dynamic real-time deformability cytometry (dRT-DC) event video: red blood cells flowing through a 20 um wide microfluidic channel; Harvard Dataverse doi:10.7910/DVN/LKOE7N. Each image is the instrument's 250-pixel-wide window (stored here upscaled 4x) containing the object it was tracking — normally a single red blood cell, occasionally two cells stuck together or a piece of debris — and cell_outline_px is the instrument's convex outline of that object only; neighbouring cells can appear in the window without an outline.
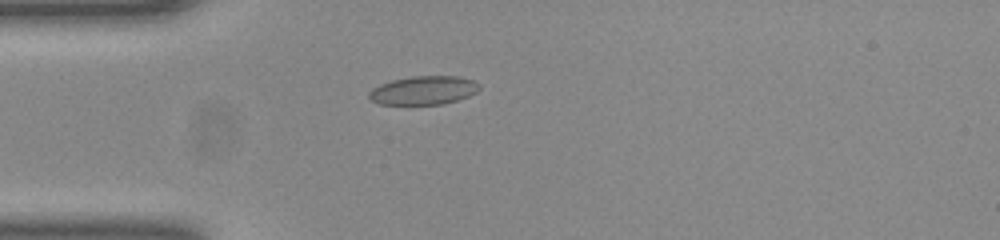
{"species": "common noctule bat (a hibernating species)", "species_latin": "Nyctalus noctula", "temperature_condition": "room temperature", "stored_images_in_passage": 22, "camera_frame_rate_fps": 3000, "um_per_image_px": 0.085, "animal": {"sex": "female", "body_mass_g": 23.0, "forearm_length_mm": 53.4}, "frame": {"image": 1, "passage_image": 1, "time_ms": 0.0, "image_size_px": [1000, 240], "cell_outline_px": [[480, 88], [476, 92], [468, 96], [444, 104], [380, 104], [372, 100], [368, 96], [368, 92], [372, 88], [380, 84], [392, 80], [412, 76], [460, 76], [472, 80], [480, 84]], "centroid_in_image_um": [36.0, 7.67], "position_along_channel_um": 49.0, "area_um2": 18.38}}
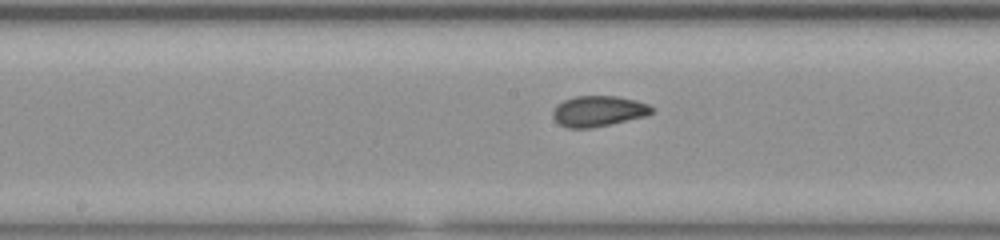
{"frame": {"image": 2, "passage_image": 13, "time_ms": 4.0, "image_size_px": [1000, 240], "cell_outline_px": [[656, 108], [652, 112], [644, 116], [592, 128], [568, 128], [560, 124], [552, 116], [552, 112], [556, 104], [564, 100], [576, 96], [616, 96], [636, 100], [648, 104]], "centroid_in_image_um": [50.85, 9.44], "position_along_channel_um": 197.4, "area_um2": 17.63}}
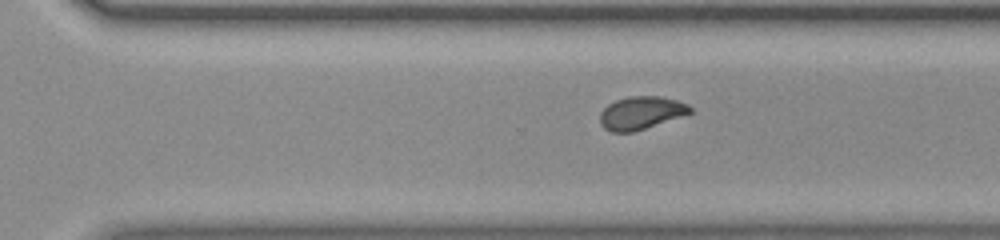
{"frame": {"image": 3, "passage_image": 22, "time_ms": 7.0, "image_size_px": [1000, 240], "cell_outline_px": [[692, 112], [632, 132], [612, 132], [604, 128], [600, 124], [600, 112], [608, 104], [616, 100], [628, 96], [660, 96], [676, 100], [688, 104], [692, 108]], "centroid_in_image_um": [54.45, 9.58], "position_along_channel_um": 316.1, "area_um2": 17.05}}